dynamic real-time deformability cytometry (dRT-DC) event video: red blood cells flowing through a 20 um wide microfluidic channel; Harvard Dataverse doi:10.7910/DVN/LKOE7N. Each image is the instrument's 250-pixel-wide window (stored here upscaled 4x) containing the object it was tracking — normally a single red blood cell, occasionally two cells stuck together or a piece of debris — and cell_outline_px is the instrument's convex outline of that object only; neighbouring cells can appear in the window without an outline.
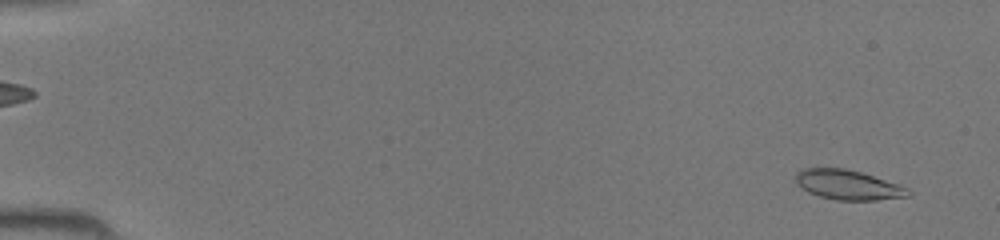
{"species": "common noctule bat (a hibernating species)", "species_latin": "Nyctalus noctula", "temperature_condition": "room temperature", "stored_images_in_passage": 44, "camera_frame_rate_fps": 3000, "um_per_image_px": 0.085, "animal": {"sex": "female", "body_mass_g": 19.5, "forearm_length_mm": 54.1}, "frame": {"image": 1, "passage_image": 1, "time_ms": 0.0, "image_size_px": [1000, 240], "cell_outline_px": [[912, 192], [908, 196], [876, 200], [836, 200], [820, 196], [808, 192], [796, 184], [796, 172], [800, 168], [844, 168], [860, 172], [900, 184], [908, 188]], "centroid_in_image_um": [72.07, 15.71], "position_along_channel_um": 12.9, "area_um2": 19.54}}
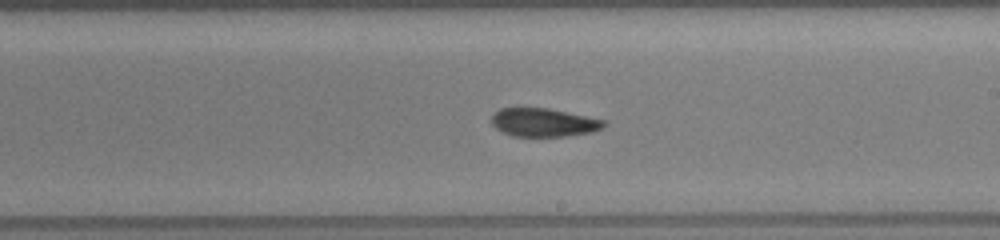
{"frame": {"image": 2, "passage_image": 26, "time_ms": 8.333, "image_size_px": [1000, 240], "cell_outline_px": [[608, 124], [604, 128], [592, 132], [564, 136], [512, 136], [496, 128], [492, 124], [492, 116], [500, 108], [548, 108], [604, 120]], "centroid_in_image_um": [46.24, 10.41], "position_along_channel_um": 242.8, "area_um2": 18.44}}
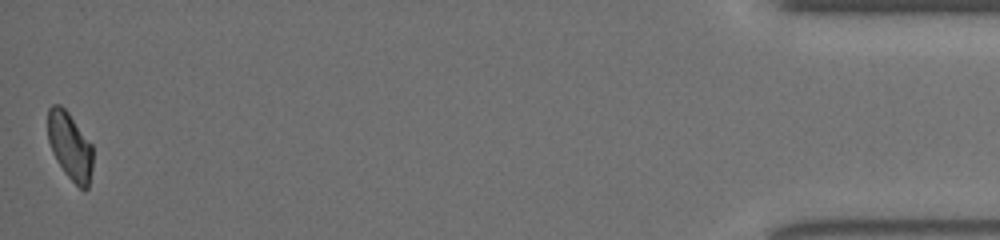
{"frame": {"image": 3, "passage_image": 44, "time_ms": 14.333, "image_size_px": [1000, 240], "cell_outline_px": [[92, 168], [88, 188], [84, 192], [64, 172], [56, 160], [52, 152], [48, 140], [48, 108], [52, 104], [60, 104], [68, 112], [92, 144]], "centroid_in_image_um": [5.94, 12.42], "position_along_channel_um": 429.3, "area_um2": 17.74}}